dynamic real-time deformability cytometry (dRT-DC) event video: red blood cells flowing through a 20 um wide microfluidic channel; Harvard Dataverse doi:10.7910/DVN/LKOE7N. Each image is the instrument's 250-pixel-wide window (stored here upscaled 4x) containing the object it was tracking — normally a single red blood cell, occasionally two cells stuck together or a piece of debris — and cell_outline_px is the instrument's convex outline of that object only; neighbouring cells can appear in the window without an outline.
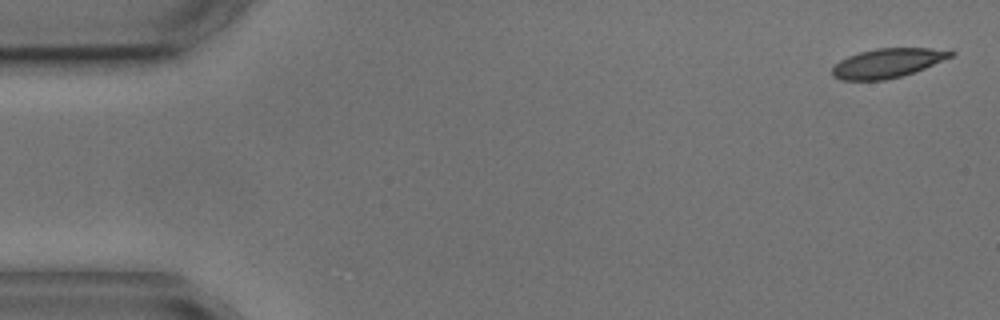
{"species": "common noctule bat (a hibernating species)", "species_latin": "Nyctalus noctula", "temperature_condition": "cold", "stored_images_in_passage": 5, "camera_frame_rate_fps": 3000, "um_per_image_px": 0.085, "animal": {"sex": "male", "body_mass_g": 17.9, "forearm_length_mm": 54.2}, "frame": {"image": 1, "passage_image": 1, "time_ms": 0.0, "image_size_px": [1000, 320], "cell_outline_px": [[956, 52], [952, 56], [924, 68], [900, 76], [884, 80], [840, 80], [832, 76], [832, 68], [840, 60], [848, 56], [860, 52], [876, 48], [952, 48]], "centroid_in_image_um": [75.47, 5.34], "position_along_channel_um": 9.5, "area_um2": 20.23}}
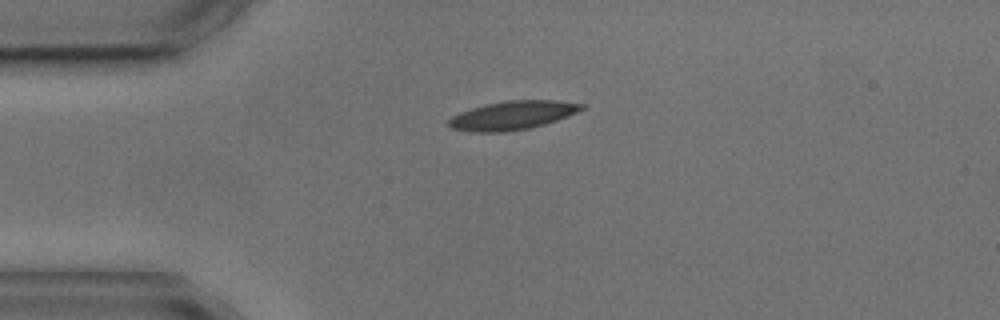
{"frame": {"image": 2, "passage_image": 4, "time_ms": 3.667, "image_size_px": [1000, 320], "cell_outline_px": [[588, 104], [584, 108], [568, 116], [544, 124], [528, 128], [504, 132], [468, 132], [452, 128], [448, 124], [448, 120], [452, 116], [460, 112], [484, 104], [508, 100], [556, 100]], "centroid_in_image_um": [43.56, 9.8], "position_along_channel_um": 41.4, "area_um2": 22.25}}